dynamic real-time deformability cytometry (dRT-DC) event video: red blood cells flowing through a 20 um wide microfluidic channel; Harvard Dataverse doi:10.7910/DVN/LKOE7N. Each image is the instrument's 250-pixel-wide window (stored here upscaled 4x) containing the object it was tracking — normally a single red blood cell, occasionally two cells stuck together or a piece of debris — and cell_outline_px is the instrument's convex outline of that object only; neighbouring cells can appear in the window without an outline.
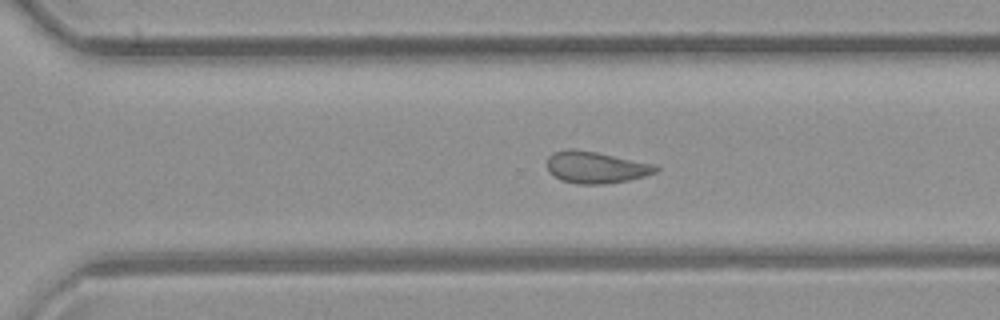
{"species": "common noctule bat (a hibernating species)", "species_latin": "Nyctalus noctula", "temperature_condition": "room temperature", "stored_images_in_passage": 28, "camera_frame_rate_fps": 3000, "um_per_image_px": 0.085, "animal": {"sex": "female", "body_mass_g": 21.9}, "frame": {"image": 1, "passage_image": 24, "time_ms": 7.667, "image_size_px": [1000, 320], "cell_outline_px": [[660, 168], [656, 172], [644, 176], [628, 180], [600, 184], [580, 184], [560, 180], [548, 172], [548, 156], [552, 152], [568, 148], [572, 148], [596, 152], [656, 164]], "centroid_in_image_um": [50.63, 14.21], "position_along_channel_um": 320.0, "area_um2": 20.17}}